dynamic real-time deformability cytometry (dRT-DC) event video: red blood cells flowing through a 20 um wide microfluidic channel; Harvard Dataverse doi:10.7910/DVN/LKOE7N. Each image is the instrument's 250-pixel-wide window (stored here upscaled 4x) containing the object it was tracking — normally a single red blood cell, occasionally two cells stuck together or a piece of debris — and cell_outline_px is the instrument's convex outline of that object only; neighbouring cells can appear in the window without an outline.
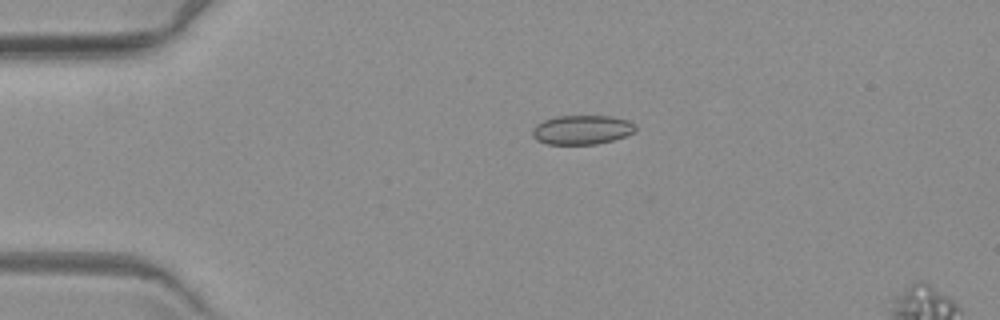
{"species": "common noctule bat (a hibernating species)", "species_latin": "Nyctalus noctula", "temperature_condition": "warm", "stored_images_in_passage": 6, "camera_frame_rate_fps": 3000, "um_per_image_px": 0.085, "animal": {"sex": "female", "body_mass_g": 19.3, "forearm_length_mm": 54.1}, "frame": {"image": 1, "passage_image": 6, "time_ms": 7.333, "image_size_px": [1000, 320], "cell_outline_px": [[636, 132], [612, 140], [596, 144], [548, 144], [536, 140], [532, 136], [532, 128], [536, 124], [544, 120], [556, 116], [612, 116], [628, 120], [636, 124]], "centroid_in_image_um": [49.46, 11.03], "position_along_channel_um": 35.5, "area_um2": 17.69}}